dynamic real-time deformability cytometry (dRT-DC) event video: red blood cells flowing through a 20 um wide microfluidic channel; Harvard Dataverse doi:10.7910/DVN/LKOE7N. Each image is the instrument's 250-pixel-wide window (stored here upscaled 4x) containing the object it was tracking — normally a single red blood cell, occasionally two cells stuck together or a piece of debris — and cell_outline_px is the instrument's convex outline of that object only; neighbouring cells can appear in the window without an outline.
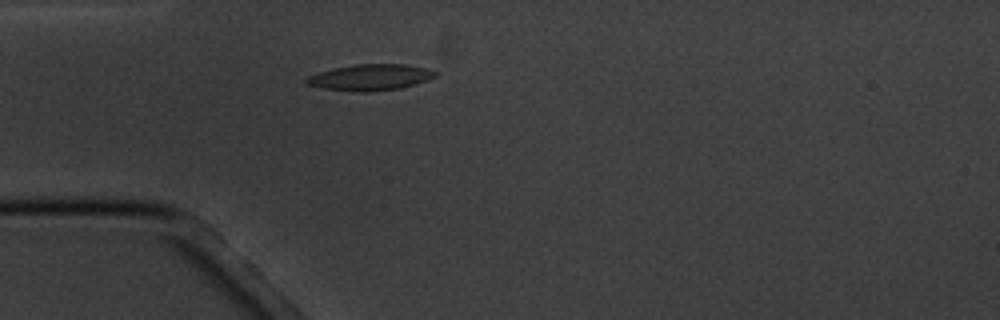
{"species": "common noctule bat (a hibernating species)", "species_latin": "Nyctalus noctula", "temperature_condition": "cold", "stored_images_in_passage": 2, "camera_frame_rate_fps": 3000, "um_per_image_px": 0.085, "animal": {"sex": "male", "body_mass_g": 20.1, "forearm_length_mm": 53.5}, "frame": {"image": 1, "passage_image": 2, "time_ms": 1.333, "image_size_px": [1000, 320], "cell_outline_px": [[440, 72], [436, 76], [428, 80], [416, 84], [400, 88], [368, 92], [356, 92], [324, 88], [308, 84], [304, 80], [308, 76], [332, 68], [356, 64], [404, 64], [424, 68]], "centroid_in_image_um": [31.5, 6.57], "position_along_channel_um": 53.5, "area_um2": 19.59}}